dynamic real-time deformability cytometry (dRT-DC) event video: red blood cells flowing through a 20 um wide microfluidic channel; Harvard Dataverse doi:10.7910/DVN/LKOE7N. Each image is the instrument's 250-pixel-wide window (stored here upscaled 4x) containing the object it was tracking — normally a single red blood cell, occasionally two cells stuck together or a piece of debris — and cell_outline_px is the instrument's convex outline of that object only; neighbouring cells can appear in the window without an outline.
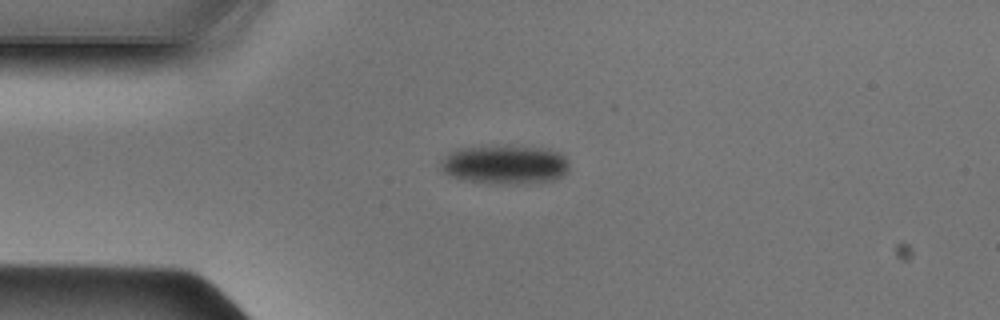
{"species": "Egyptian fruit bat (a non-hibernating species)", "species_latin": "Rousettus aegyptiacus", "temperature_condition": "cold", "stored_images_in_passage": 38, "camera_frame_rate_fps": 3000, "um_per_image_px": 0.085, "animal": {"sex": "male"}, "frame": {"image": 1, "passage_image": 1, "time_ms": 0.0, "image_size_px": [1000, 320], "cell_outline_px": [[568, 172], [564, 176], [556, 180], [524, 184], [520, 184], [472, 180], [452, 176], [444, 172], [440, 168], [440, 160], [444, 156], [456, 148], [548, 148], [560, 152], [568, 160]], "centroid_in_image_um": [42.99, 14.01], "position_along_channel_um": 42.0, "area_um2": 28.38}}
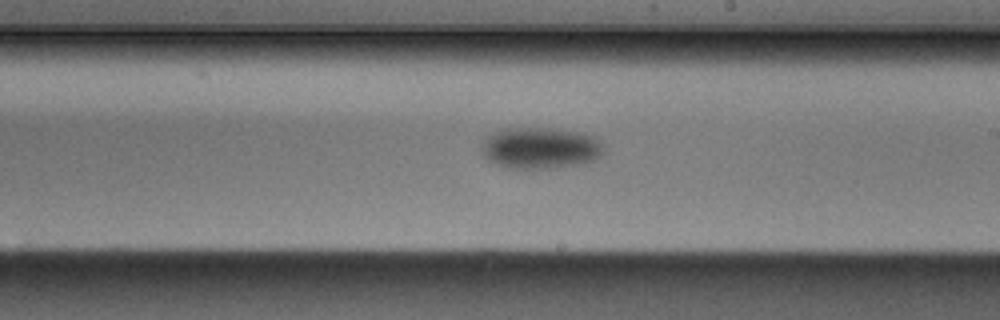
{"frame": {"image": 2, "passage_image": 17, "time_ms": 5.333, "image_size_px": [1000, 320], "cell_outline_px": [[604, 152], [596, 160], [584, 164], [556, 168], [508, 168], [484, 156], [480, 148], [488, 136], [504, 128], [544, 128], [580, 132], [592, 136], [604, 148]], "centroid_in_image_um": [45.97, 12.59], "position_along_channel_um": 243.0, "area_um2": 29.19}}
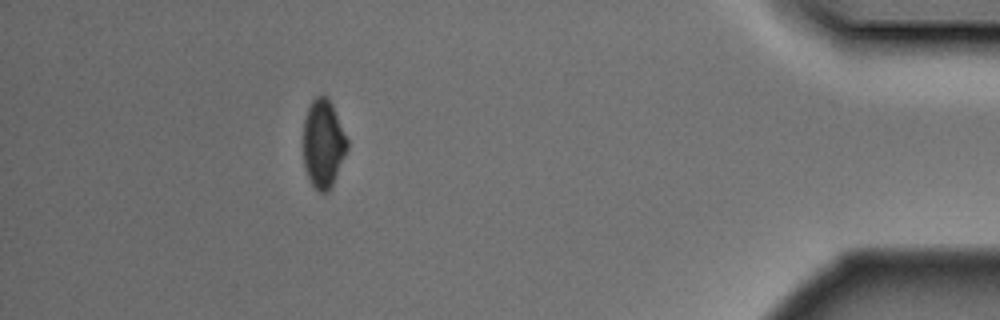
{"frame": {"image": 3, "passage_image": 33, "time_ms": 10.667, "image_size_px": [1000, 320], "cell_outline_px": [[348, 148], [332, 184], [328, 192], [320, 192], [312, 184], [304, 168], [304, 120], [308, 108], [312, 100], [316, 96], [328, 96], [332, 104], [348, 140]], "centroid_in_image_um": [27.48, 12.19], "position_along_channel_um": 407.7, "area_um2": 22.31}}